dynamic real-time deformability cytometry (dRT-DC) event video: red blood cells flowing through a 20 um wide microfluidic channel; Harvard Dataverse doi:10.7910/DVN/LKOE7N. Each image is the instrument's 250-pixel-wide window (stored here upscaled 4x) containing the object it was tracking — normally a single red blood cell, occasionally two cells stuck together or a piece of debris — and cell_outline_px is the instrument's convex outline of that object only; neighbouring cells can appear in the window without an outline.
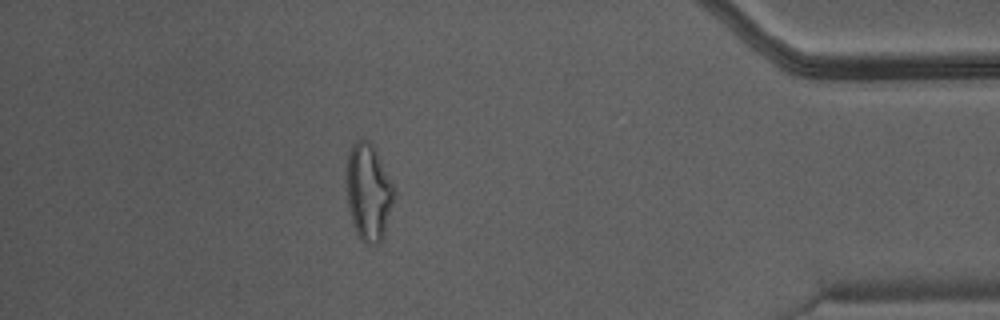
{"species": "Egyptian fruit bat (a non-hibernating species)", "species_latin": "Rousettus aegyptiacus", "temperature_condition": "warm", "stored_images_in_passage": 36, "camera_frame_rate_fps": 3000, "um_per_image_px": 0.085, "animal": {"sex": "male"}, "frame": {"image": 1, "passage_image": 31, "time_ms": 10.0, "image_size_px": [1000, 320], "cell_outline_px": [[396, 192], [384, 240], [376, 244], [364, 244], [360, 240], [352, 224], [344, 184], [348, 152], [352, 144], [356, 140], [368, 140], [376, 148]], "centroid_in_image_um": [31.31, 16.35], "position_along_channel_um": 403.9, "area_um2": 27.8}}